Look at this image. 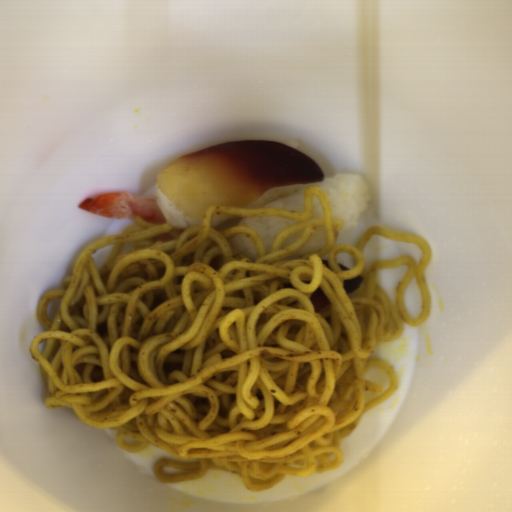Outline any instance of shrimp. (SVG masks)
Segmentation results:
<instances>
[{
  "label": "shrimp",
  "instance_id": "2",
  "mask_svg": "<svg viewBox=\"0 0 512 512\" xmlns=\"http://www.w3.org/2000/svg\"><path fill=\"white\" fill-rule=\"evenodd\" d=\"M173 240H175V237L166 232V233L158 234V235L152 237L149 241H152V242H172Z\"/></svg>",
  "mask_w": 512,
  "mask_h": 512
},
{
  "label": "shrimp",
  "instance_id": "1",
  "mask_svg": "<svg viewBox=\"0 0 512 512\" xmlns=\"http://www.w3.org/2000/svg\"><path fill=\"white\" fill-rule=\"evenodd\" d=\"M77 206L113 220H136L138 216L150 223H167L156 198L135 193L121 191L95 195L86 198Z\"/></svg>",
  "mask_w": 512,
  "mask_h": 512
}]
</instances>
